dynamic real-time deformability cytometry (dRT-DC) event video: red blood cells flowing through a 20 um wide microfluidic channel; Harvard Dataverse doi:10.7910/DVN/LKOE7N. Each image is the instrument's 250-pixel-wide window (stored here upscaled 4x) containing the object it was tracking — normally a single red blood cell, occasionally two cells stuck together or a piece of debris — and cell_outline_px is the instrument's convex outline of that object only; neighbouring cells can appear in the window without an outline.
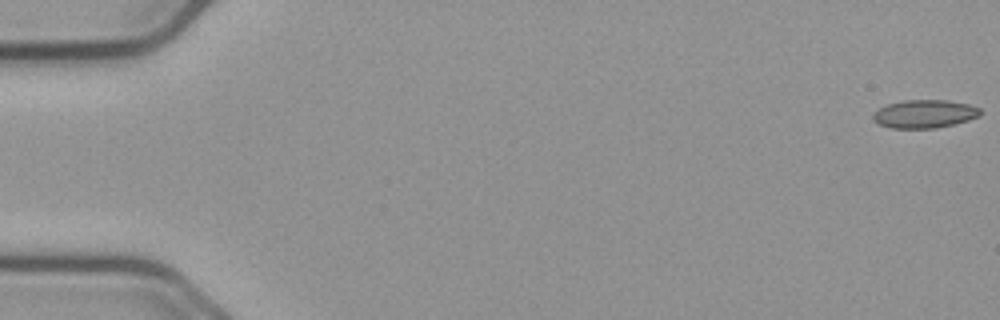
{"species": "common noctule bat (a hibernating species)", "species_latin": "Nyctalus noctula", "temperature_condition": "cold", "stored_images_in_passage": 12, "camera_frame_rate_fps": 3000, "um_per_image_px": 0.085, "animal": {"sex": "male", "body_mass_g": 23.1, "forearm_length_mm": 52.7}, "frame": {"image": 1, "passage_image": 1, "time_ms": 0.0, "image_size_px": [1000, 320], "cell_outline_px": [[980, 116], [968, 120], [936, 128], [888, 128], [872, 120], [872, 116], [880, 108], [888, 104], [904, 100], [948, 100], [968, 104], [980, 108]], "centroid_in_image_um": [78.58, 9.68], "position_along_channel_um": 6.4, "area_um2": 17.51}}